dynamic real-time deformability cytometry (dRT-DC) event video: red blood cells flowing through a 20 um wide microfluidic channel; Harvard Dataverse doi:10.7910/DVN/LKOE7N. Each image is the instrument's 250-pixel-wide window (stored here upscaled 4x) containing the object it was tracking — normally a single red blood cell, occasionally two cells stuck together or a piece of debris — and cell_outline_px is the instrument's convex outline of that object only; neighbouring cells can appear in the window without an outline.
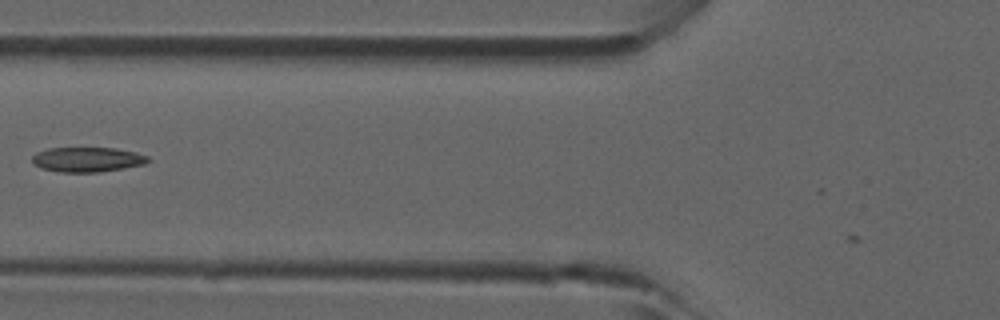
{"species": "common noctule bat (a hibernating species)", "species_latin": "Nyctalus noctula", "temperature_condition": "room temperature", "stored_images_in_passage": 4, "camera_frame_rate_fps": 3000, "um_per_image_px": 0.085, "animal": {"sex": "male", "forearm_length_mm": 52.5}, "frame": {"image": 1, "passage_image": 4, "time_ms": 1.0, "image_size_px": [1000, 320], "cell_outline_px": [[148, 160], [144, 164], [100, 172], [60, 172], [40, 168], [32, 164], [32, 156], [36, 152], [48, 148], [116, 148], [136, 152], [148, 156]], "centroid_in_image_um": [7.37, 13.55], "position_along_channel_um": 118.4, "area_um2": 16.76}}